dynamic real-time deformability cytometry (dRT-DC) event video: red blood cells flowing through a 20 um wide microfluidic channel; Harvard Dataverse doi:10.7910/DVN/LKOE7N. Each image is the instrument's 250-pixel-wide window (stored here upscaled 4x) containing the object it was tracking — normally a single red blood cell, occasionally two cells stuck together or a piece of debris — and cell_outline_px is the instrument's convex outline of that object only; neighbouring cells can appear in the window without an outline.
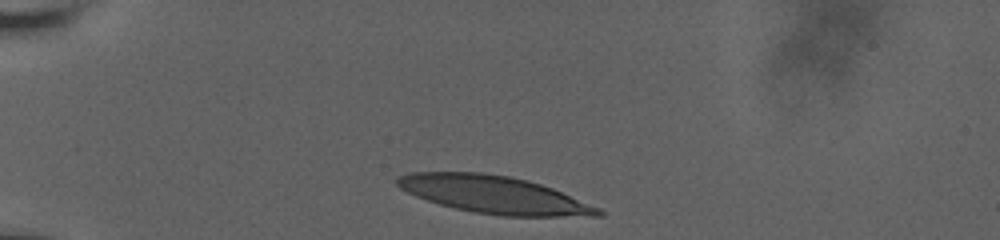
{"species": "human", "species_latin": "Homo sapiens", "temperature_condition": "room temperature", "stored_images_in_passage": 35, "camera_frame_rate_fps": 3000, "um_per_image_px": 0.085, "donor": {"sex": "male"}, "frame": {"image": 1, "passage_image": 1, "time_ms": 0.0, "image_size_px": [1000, 240], "cell_outline_px": [[604, 216], [504, 216], [476, 212], [456, 208], [440, 204], [416, 196], [400, 188], [396, 184], [396, 180], [400, 176], [412, 172], [484, 172], [508, 176], [540, 184], [552, 188], [600, 208], [604, 212]], "centroid_in_image_um": [42.01, 16.54], "position_along_channel_um": 43.0, "area_um2": 43.41}}
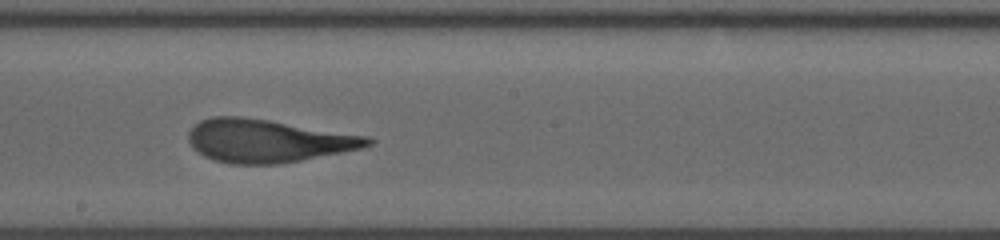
{"frame": {"image": 2, "passage_image": 20, "time_ms": 6.333, "image_size_px": [1000, 240], "cell_outline_px": [[376, 140], [372, 144], [360, 148], [280, 164], [232, 164], [212, 160], [204, 156], [192, 148], [188, 140], [188, 132], [200, 120], [212, 116], [240, 116], [268, 120], [368, 136]], "centroid_in_image_um": [22.71, 11.97], "position_along_channel_um": 225.5, "area_um2": 44.74}}
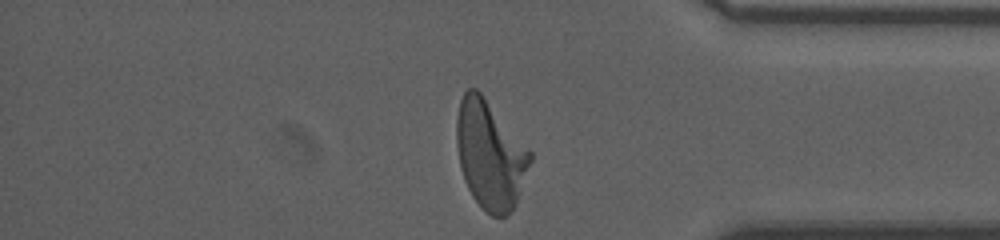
{"frame": {"image": 3, "passage_image": 35, "time_ms": 11.333, "image_size_px": [1000, 240], "cell_outline_px": [[532, 160], [516, 200], [512, 208], [504, 216], [492, 216], [472, 196], [464, 180], [460, 168], [456, 144], [456, 116], [460, 100], [464, 92], [468, 88], [476, 88], [484, 96], [532, 152]], "centroid_in_image_um": [41.63, 13.11], "position_along_channel_um": 393.6, "area_um2": 45.95}, "authors_computed_cell_mechanics": {"area_um2": 44.7372, "velocity_mm_per_s": 3.6369, "shape_relaxation_time_tau1_ms": 6.3176, "shape_relaxation_time_tau2_ms": 1.0764, "deformation_change_tau1": 0.2541, "deformation_change_tau2": 0.1061}}